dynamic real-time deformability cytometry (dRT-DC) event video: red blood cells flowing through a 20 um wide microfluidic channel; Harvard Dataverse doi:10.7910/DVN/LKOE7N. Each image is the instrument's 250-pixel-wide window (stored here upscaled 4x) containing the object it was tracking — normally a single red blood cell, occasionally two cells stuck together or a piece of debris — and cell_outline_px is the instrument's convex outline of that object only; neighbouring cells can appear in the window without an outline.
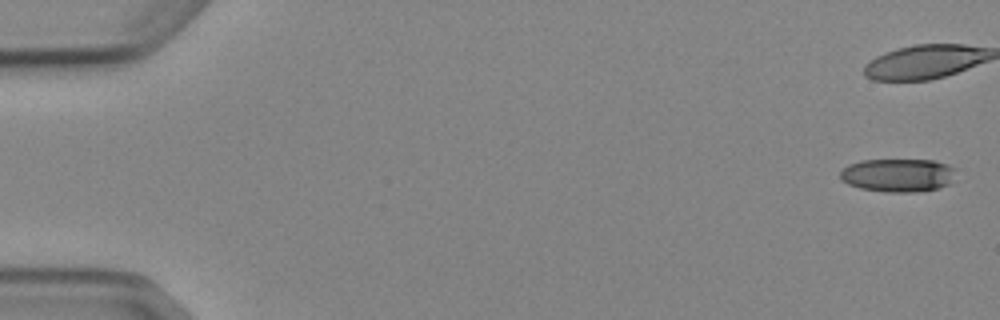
{"species": "Egyptian fruit bat (a non-hibernating species)", "species_latin": "Rousettus aegyptiacus", "temperature_condition": "cold", "stored_images_in_passage": 6, "camera_frame_rate_fps": 3000, "um_per_image_px": 0.085, "animal": {"sex": "female"}, "frame": {"image": 1, "passage_image": 1, "time_ms": 0.0, "image_size_px": [1000, 320], "cell_outline_px": [[956, 168], [948, 184], [940, 188], [920, 192], [884, 192], [860, 188], [848, 184], [840, 180], [840, 172], [848, 164], [860, 160], [932, 160], [948, 164]], "centroid_in_image_um": [76.3, 14.89], "position_along_channel_um": 8.7, "area_um2": 22.6}}
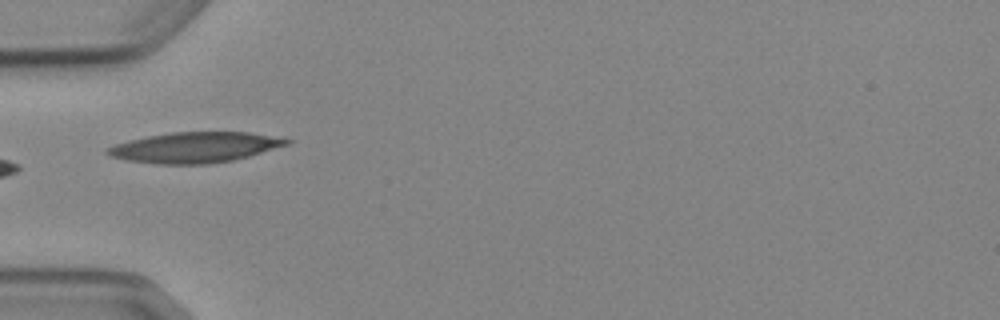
{"frame": {"image": 2, "passage_image": 6, "time_ms": 6.0, "image_size_px": [1000, 320], "cell_outline_px": [[292, 144], [248, 156], [232, 160], [208, 164], [160, 164], [124, 160], [112, 156], [104, 152], [104, 148], [116, 144], [148, 136], [172, 132], [248, 132], [292, 140]], "centroid_in_image_um": [16.56, 12.53], "position_along_channel_um": 68.4, "area_um2": 31.67}}